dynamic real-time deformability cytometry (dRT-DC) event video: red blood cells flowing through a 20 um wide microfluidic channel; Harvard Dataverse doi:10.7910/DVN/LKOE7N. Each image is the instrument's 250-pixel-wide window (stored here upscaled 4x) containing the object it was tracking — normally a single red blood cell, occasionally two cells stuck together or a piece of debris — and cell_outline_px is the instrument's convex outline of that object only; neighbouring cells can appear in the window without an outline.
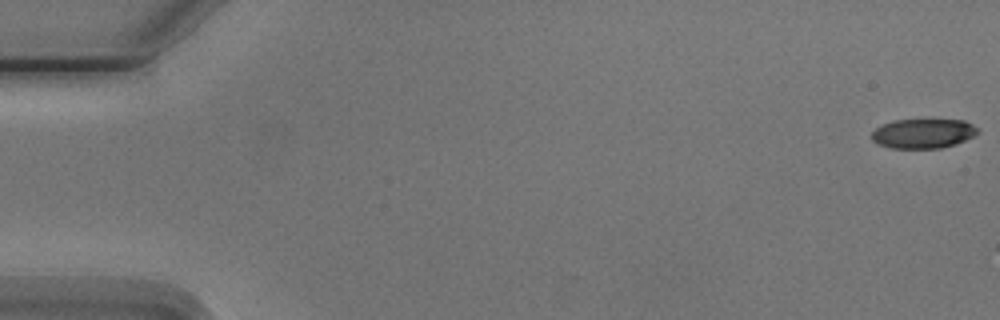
{"species": "Egyptian fruit bat (a non-hibernating species)", "species_latin": "Rousettus aegyptiacus", "temperature_condition": "cold", "stored_images_in_passage": 6, "camera_frame_rate_fps": 3000, "um_per_image_px": 0.085, "animal": {"sex": "male"}, "frame": {"image": 1, "passage_image": 1, "time_ms": 0.0, "image_size_px": [1000, 320], "cell_outline_px": [[980, 132], [956, 144], [940, 148], [892, 148], [876, 144], [872, 140], [872, 132], [876, 128], [884, 124], [896, 120], [964, 120], [980, 128]], "centroid_in_image_um": [78.49, 11.35], "position_along_channel_um": 6.5, "area_um2": 18.21}}
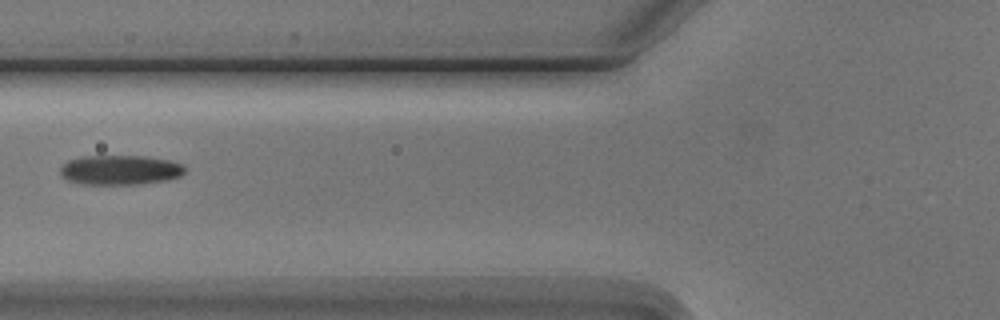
{"frame": {"image": 2, "passage_image": 6, "time_ms": 7.0, "image_size_px": [1000, 320], "cell_outline_px": [[184, 172], [180, 176], [168, 180], [136, 184], [84, 184], [68, 180], [60, 172], [60, 168], [68, 160], [84, 156], [144, 156], [168, 160], [180, 164], [184, 168]], "centroid_in_image_um": [10.2, 14.44], "position_along_channel_um": 115.6, "area_um2": 21.27}}